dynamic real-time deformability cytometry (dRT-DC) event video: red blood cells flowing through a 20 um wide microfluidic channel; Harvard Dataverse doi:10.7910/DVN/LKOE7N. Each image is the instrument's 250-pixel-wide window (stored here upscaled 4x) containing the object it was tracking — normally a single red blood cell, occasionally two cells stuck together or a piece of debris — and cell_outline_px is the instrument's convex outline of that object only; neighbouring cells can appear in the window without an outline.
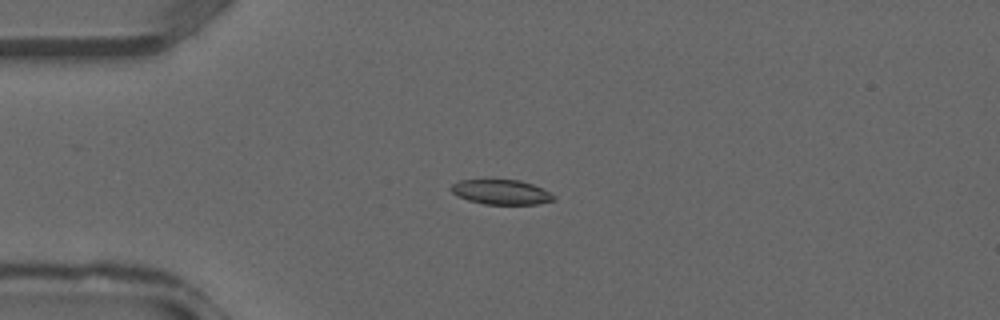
{"species": "common noctule bat (a hibernating species)", "species_latin": "Nyctalus noctula", "temperature_condition": "warm", "stored_images_in_passage": 36, "camera_frame_rate_fps": 3000, "um_per_image_px": 0.085, "animal": {"sex": "male", "forearm_length_mm": 52.5}, "frame": {"image": 1, "passage_image": 9, "time_ms": 2.667, "image_size_px": [1000, 320], "cell_outline_px": [[556, 200], [536, 204], [484, 204], [468, 200], [452, 192], [448, 188], [452, 184], [460, 180], [520, 180], [532, 184], [556, 196]], "centroid_in_image_um": [42.6, 16.33], "position_along_channel_um": 42.4, "area_um2": 14.68}}
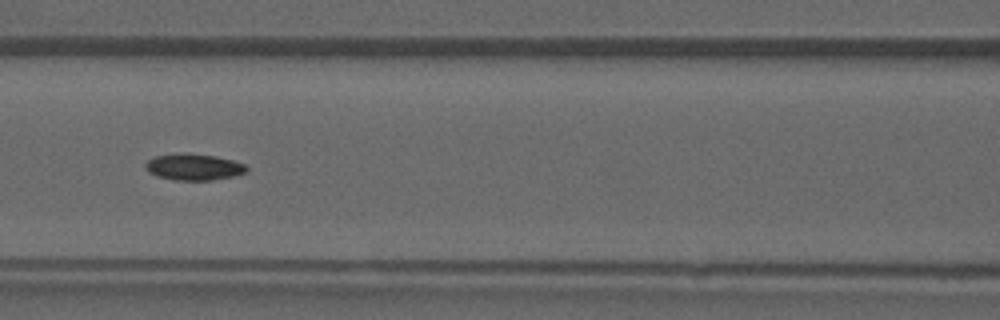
{"frame": {"image": 2, "passage_image": 16, "time_ms": 5.0, "image_size_px": [1000, 320], "cell_outline_px": [[248, 172], [232, 176], [212, 180], [172, 180], [156, 176], [148, 172], [144, 168], [144, 164], [148, 160], [156, 156], [180, 152], [216, 156], [232, 160], [244, 164], [248, 168]], "centroid_in_image_um": [16.43, 14.19], "position_along_channel_um": 150.2, "area_um2": 15.72}}
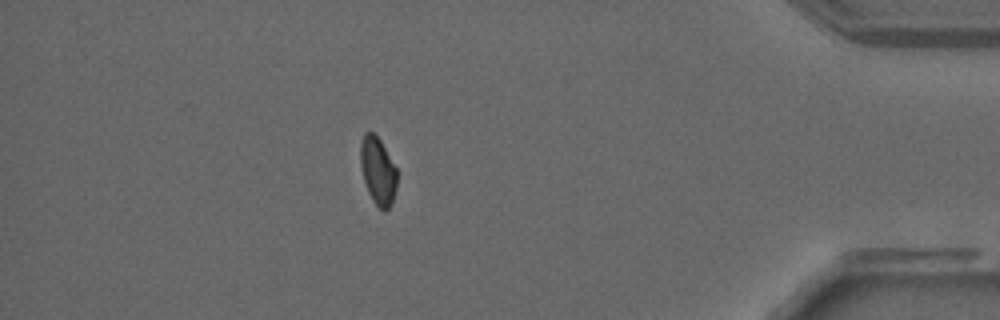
{"frame": {"image": 3, "passage_image": 32, "time_ms": 10.333, "image_size_px": [1000, 320], "cell_outline_px": [[396, 188], [392, 200], [388, 208], [384, 212], [372, 200], [368, 192], [364, 180], [360, 164], [360, 144], [364, 132], [372, 132], [380, 140], [396, 168]], "centroid_in_image_um": [32.09, 14.51], "position_along_channel_um": 403.1, "area_um2": 14.16}}